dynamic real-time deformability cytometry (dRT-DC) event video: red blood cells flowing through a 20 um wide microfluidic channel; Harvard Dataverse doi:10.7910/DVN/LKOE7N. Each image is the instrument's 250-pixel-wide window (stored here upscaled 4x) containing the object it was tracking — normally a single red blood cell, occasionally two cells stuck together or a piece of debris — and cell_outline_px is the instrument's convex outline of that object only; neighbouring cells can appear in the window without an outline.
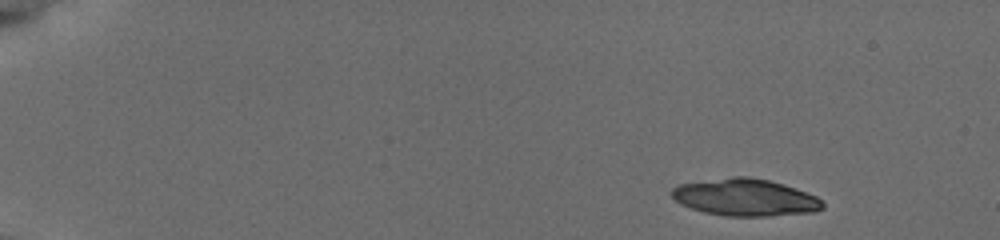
{"species": "common noctule bat (a hibernating species)", "species_latin": "Nyctalus noctula", "temperature_condition": "cold", "stored_images_in_passage": 8, "camera_frame_rate_fps": 3000, "um_per_image_px": 0.085, "animal": {"sex": "female", "body_mass_g": 19.5, "forearm_length_mm": 54.1}, "frame": {"image": 1, "passage_image": 1, "time_ms": 0.0, "image_size_px": [1000, 240], "cell_outline_px": [[824, 208], [816, 212], [768, 216], [724, 216], [704, 212], [680, 204], [672, 196], [672, 188], [680, 184], [732, 176], [748, 176], [768, 180], [784, 184], [796, 188], [816, 196], [824, 204]], "centroid_in_image_um": [63.37, 16.78], "position_along_channel_um": 21.6, "area_um2": 32.66}}